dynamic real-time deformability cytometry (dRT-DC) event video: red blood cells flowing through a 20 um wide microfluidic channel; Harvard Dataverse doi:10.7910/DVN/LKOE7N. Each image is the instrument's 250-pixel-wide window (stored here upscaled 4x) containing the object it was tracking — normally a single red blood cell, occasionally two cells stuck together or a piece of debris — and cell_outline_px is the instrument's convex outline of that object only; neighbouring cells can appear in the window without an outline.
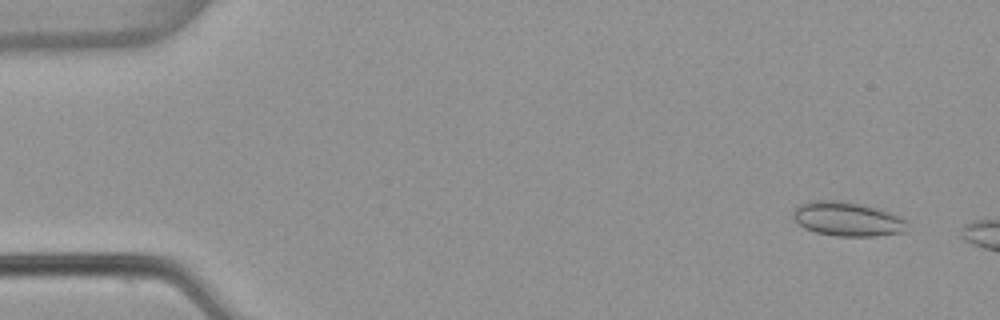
{"species": "common noctule bat (a hibernating species)", "species_latin": "Nyctalus noctula", "temperature_condition": "warm", "stored_images_in_passage": 55, "camera_frame_rate_fps": 3000, "um_per_image_px": 0.085, "animal": {"sex": "female", "body_mass_g": 22.7, "forearm_length_mm": 54.2}, "frame": {"image": 1, "passage_image": 4, "time_ms": 1.0, "image_size_px": [1000, 320], "cell_outline_px": [[908, 232], [876, 236], [836, 236], [816, 232], [804, 228], [792, 216], [792, 212], [800, 204], [812, 200], [840, 200], [860, 204], [876, 208], [900, 216], [904, 220]], "centroid_in_image_um": [72.02, 18.62], "position_along_channel_um": 13.0, "area_um2": 22.72}}
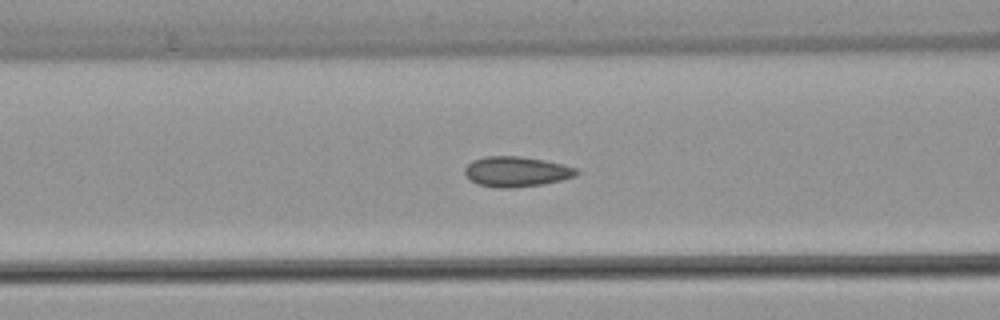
{"frame": {"image": 2, "passage_image": 22, "time_ms": 7.0, "image_size_px": [1000, 320], "cell_outline_px": [[580, 172], [576, 176], [544, 184], [512, 188], [496, 188], [476, 184], [464, 172], [464, 168], [472, 160], [484, 156], [520, 156], [544, 160], [564, 164], [576, 168]], "centroid_in_image_um": [43.9, 14.59], "position_along_channel_um": 122.7, "area_um2": 19.83}}
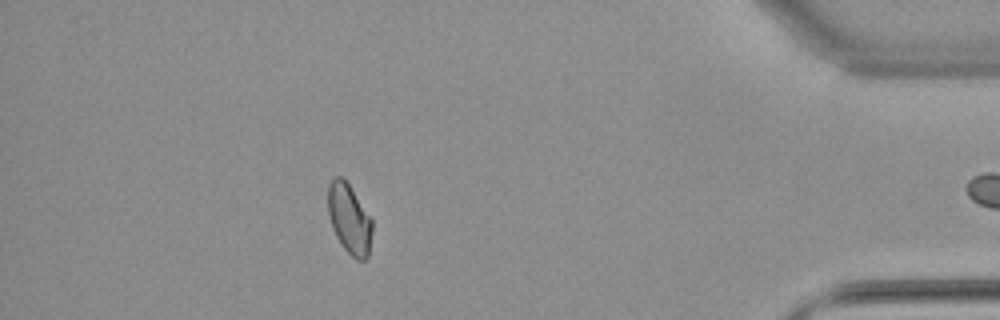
{"frame": {"image": 3, "passage_image": 48, "time_ms": 15.667, "image_size_px": [1000, 320], "cell_outline_px": [[372, 232], [368, 256], [364, 260], [356, 260], [344, 248], [336, 236], [332, 228], [328, 216], [328, 184], [336, 176], [340, 176], [348, 184], [372, 216]], "centroid_in_image_um": [29.7, 18.61], "position_along_channel_um": 405.5, "area_um2": 18.09}, "authors_computed_cell_mechanics": {"area_um2": 19.1318, "velocity_mm_per_s": 3.8264, "shape_relaxation_time_tau1_ms": null, "shape_relaxation_time_tau2_ms": 0.811, "deformation_change_tau1": null, "deformation_change_tau2": 0.0408}}